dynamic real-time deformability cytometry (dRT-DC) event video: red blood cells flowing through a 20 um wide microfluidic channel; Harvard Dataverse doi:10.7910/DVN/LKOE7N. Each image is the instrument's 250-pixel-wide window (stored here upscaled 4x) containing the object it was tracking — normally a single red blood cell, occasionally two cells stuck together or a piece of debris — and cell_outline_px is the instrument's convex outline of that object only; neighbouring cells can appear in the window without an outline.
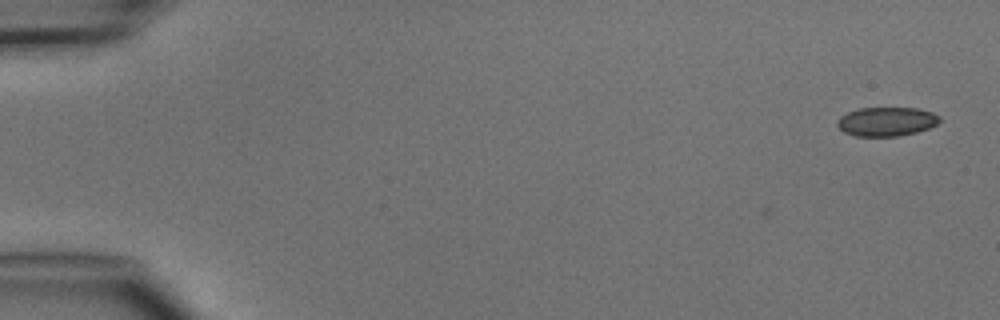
{"species": "common noctule bat (a hibernating species)", "species_latin": "Nyctalus noctula", "temperature_condition": "cold", "stored_images_in_passage": 2, "camera_frame_rate_fps": 3000, "um_per_image_px": 0.085, "animal": {"sex": "male", "body_mass_g": 15.6}, "frame": {"image": 1, "passage_image": 2, "time_ms": 1.0, "image_size_px": [1000, 320], "cell_outline_px": [[940, 120], [936, 124], [928, 128], [916, 132], [900, 136], [856, 136], [844, 132], [836, 124], [836, 120], [840, 116], [848, 112], [860, 108], [916, 108], [932, 112], [940, 116]], "centroid_in_image_um": [75.34, 10.33], "position_along_channel_um": 9.7, "area_um2": 17.28}}